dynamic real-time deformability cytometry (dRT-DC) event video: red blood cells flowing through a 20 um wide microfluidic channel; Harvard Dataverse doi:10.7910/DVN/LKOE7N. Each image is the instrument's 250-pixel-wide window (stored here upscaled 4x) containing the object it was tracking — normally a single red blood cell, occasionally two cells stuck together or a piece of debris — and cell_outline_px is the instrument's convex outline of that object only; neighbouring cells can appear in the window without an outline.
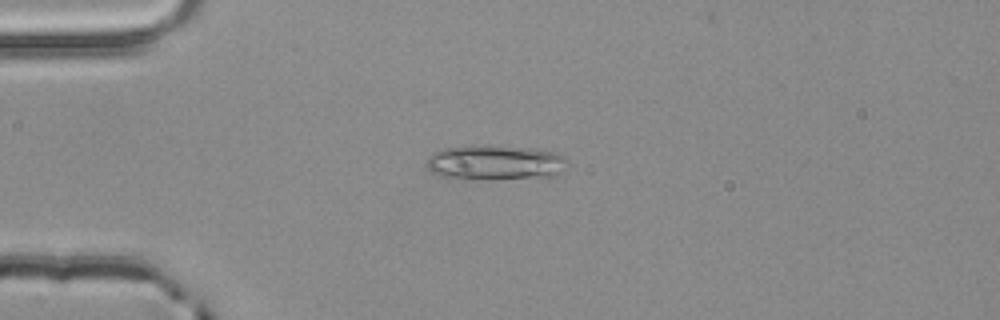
{"species": "common noctule bat (a hibernating species)", "species_latin": "Nyctalus noctula", "temperature_condition": "room temperature", "stored_images_in_passage": 1, "camera_frame_rate_fps": 3000, "um_per_image_px": 0.085, "animal": {"sex": "male", "body_mass_g": 20.4}, "frame": {"image": 1, "passage_image": 1, "time_ms": 0.0, "image_size_px": [1000, 320], "cell_outline_px": [[568, 160], [560, 172], [552, 176], [488, 180], [484, 180], [440, 176], [432, 172], [428, 168], [428, 156], [432, 152], [444, 148], [472, 144], [484, 144], [532, 148], [556, 152]], "centroid_in_image_um": [42.05, 13.8], "position_along_channel_um": 42.9, "area_um2": 29.07}}